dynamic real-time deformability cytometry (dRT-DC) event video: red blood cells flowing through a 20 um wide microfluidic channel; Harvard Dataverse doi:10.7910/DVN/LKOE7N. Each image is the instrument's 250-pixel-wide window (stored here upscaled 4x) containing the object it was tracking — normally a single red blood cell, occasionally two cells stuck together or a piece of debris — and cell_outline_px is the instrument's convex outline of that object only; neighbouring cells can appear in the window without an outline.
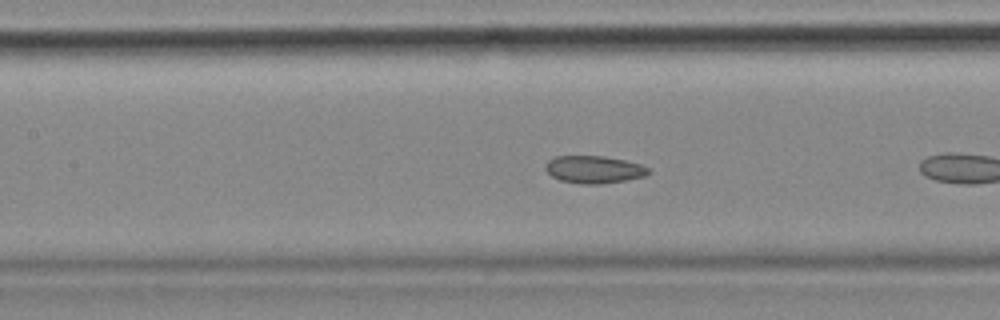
{"species": "common noctule bat (a hibernating species)", "species_latin": "Nyctalus noctula", "temperature_condition": "cold", "stored_images_in_passage": 7, "camera_frame_rate_fps": 3000, "um_per_image_px": 0.085, "animal": {"sex": "female", "body_mass_g": 18.4}, "frame": {"image": 1, "passage_image": 5, "time_ms": 1.333, "image_size_px": [1000, 320], "cell_outline_px": [[652, 172], [644, 176], [624, 180], [600, 184], [580, 184], [560, 180], [552, 176], [544, 168], [544, 164], [548, 160], [556, 156], [604, 156], [624, 160], [640, 164], [648, 168]], "centroid_in_image_um": [50.46, 14.4], "position_along_channel_um": 156.9, "area_um2": 16.47}}